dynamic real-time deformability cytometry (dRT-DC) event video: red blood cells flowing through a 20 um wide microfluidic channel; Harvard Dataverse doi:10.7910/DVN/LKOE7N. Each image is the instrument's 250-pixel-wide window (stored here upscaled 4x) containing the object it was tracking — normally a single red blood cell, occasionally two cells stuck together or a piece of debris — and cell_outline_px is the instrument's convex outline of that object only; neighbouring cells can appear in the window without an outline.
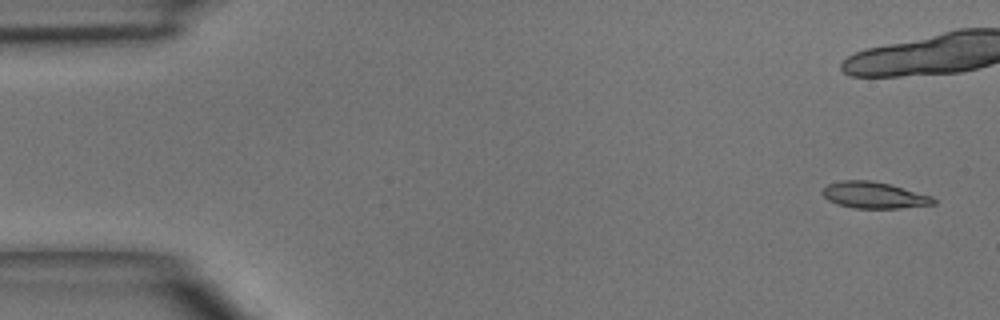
{"species": "common noctule bat (a hibernating species)", "species_latin": "Nyctalus noctula", "temperature_condition": "room temperature", "stored_images_in_passage": 4, "camera_frame_rate_fps": 3000, "um_per_image_px": 0.085, "animal": {"sex": "male", "body_mass_g": 15.6}, "frame": {"image": 1, "passage_image": 1, "time_ms": 0.0, "image_size_px": [1000, 320], "cell_outline_px": [[936, 204], [900, 208], [856, 208], [836, 204], [828, 200], [820, 192], [828, 184], [840, 180], [872, 180], [888, 184], [932, 196], [936, 200]], "centroid_in_image_um": [74.27, 16.59], "position_along_channel_um": 10.7, "area_um2": 17.05}}